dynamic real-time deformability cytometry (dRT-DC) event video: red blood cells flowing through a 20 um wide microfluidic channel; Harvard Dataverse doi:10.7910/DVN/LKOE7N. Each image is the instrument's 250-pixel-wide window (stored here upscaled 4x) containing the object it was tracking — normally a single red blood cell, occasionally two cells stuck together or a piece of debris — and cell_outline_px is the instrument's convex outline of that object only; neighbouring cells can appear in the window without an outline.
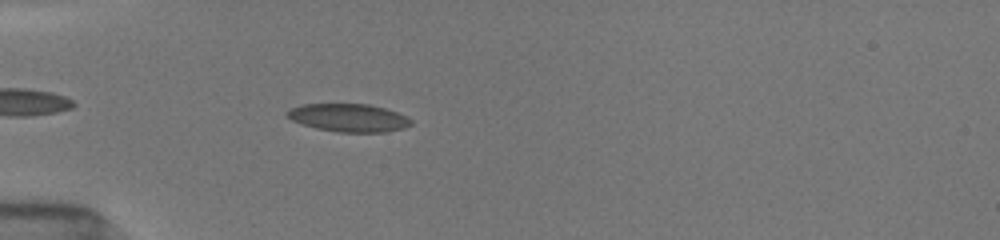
{"species": "common noctule bat (a hibernating species)", "species_latin": "Nyctalus noctula", "temperature_condition": "room temperature", "stored_images_in_passage": 3, "camera_frame_rate_fps": 3000, "um_per_image_px": 0.085, "animal": {"sex": "female", "body_mass_g": 19.5, "forearm_length_mm": 54.1}, "frame": {"image": 1, "passage_image": 3, "time_ms": 2.0, "image_size_px": [1000, 240], "cell_outline_px": [[412, 124], [404, 128], [384, 132], [336, 132], [316, 128], [292, 120], [288, 116], [288, 112], [292, 108], [304, 104], [368, 104], [384, 108], [408, 116], [412, 120]], "centroid_in_image_um": [29.7, 10.01], "position_along_channel_um": 55.3, "area_um2": 20.0}}